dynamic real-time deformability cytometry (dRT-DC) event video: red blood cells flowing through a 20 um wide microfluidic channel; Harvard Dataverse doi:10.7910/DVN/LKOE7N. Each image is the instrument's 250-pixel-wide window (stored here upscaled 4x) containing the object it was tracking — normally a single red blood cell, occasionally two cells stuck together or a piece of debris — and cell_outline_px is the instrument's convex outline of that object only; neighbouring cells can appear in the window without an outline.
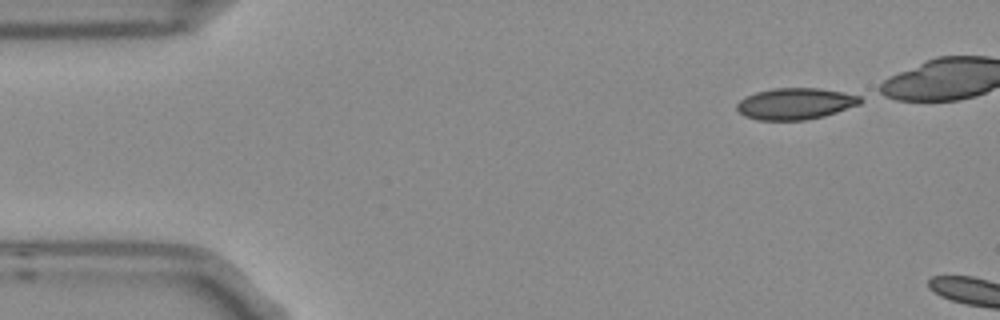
{"species": "Egyptian fruit bat (a non-hibernating species)", "species_latin": "Rousettus aegyptiacus", "temperature_condition": "room temperature", "stored_images_in_passage": 4, "camera_frame_rate_fps": 3000, "um_per_image_px": 0.085, "frame": {"image": 1, "passage_image": 1, "time_ms": 0.0, "image_size_px": [1000, 320], "cell_outline_px": [[864, 100], [860, 104], [824, 116], [804, 120], [756, 120], [744, 116], [736, 108], [736, 104], [744, 96], [756, 92], [772, 88], [820, 88], [844, 92], [860, 96]], "centroid_in_image_um": [67.59, 8.81], "position_along_channel_um": 17.4, "area_um2": 22.77}}